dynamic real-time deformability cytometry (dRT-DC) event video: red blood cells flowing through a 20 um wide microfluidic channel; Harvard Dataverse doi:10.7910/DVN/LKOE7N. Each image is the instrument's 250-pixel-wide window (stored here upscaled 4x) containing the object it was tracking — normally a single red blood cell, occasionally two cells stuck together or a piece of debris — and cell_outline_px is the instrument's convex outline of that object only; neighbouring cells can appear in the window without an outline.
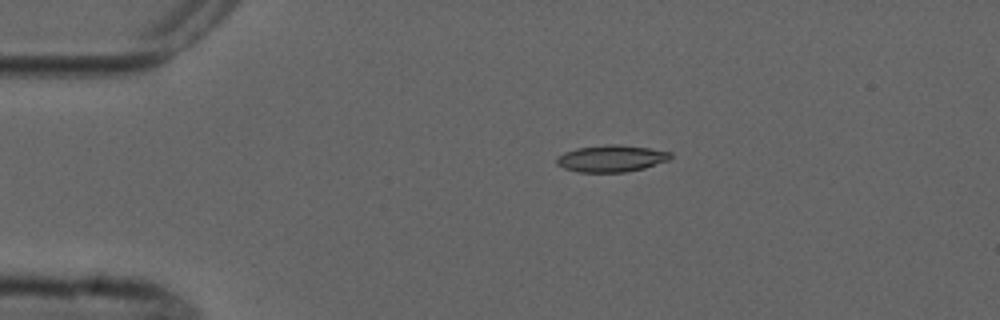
{"species": "common noctule bat (a hibernating species)", "species_latin": "Nyctalus noctula", "temperature_condition": "cold", "stored_images_in_passage": 5, "camera_frame_rate_fps": 3000, "um_per_image_px": 0.085, "animal": {"sex": "male", "forearm_length_mm": 52.5}, "frame": {"image": 1, "passage_image": 3, "time_ms": 2.333, "image_size_px": [1000, 320], "cell_outline_px": [[672, 156], [668, 160], [644, 168], [624, 172], [580, 172], [564, 168], [556, 164], [556, 156], [564, 152], [576, 148], [608, 144], [620, 144], [648, 148], [672, 152]], "centroid_in_image_um": [51.94, 13.46], "position_along_channel_um": 33.1, "area_um2": 17.8}}
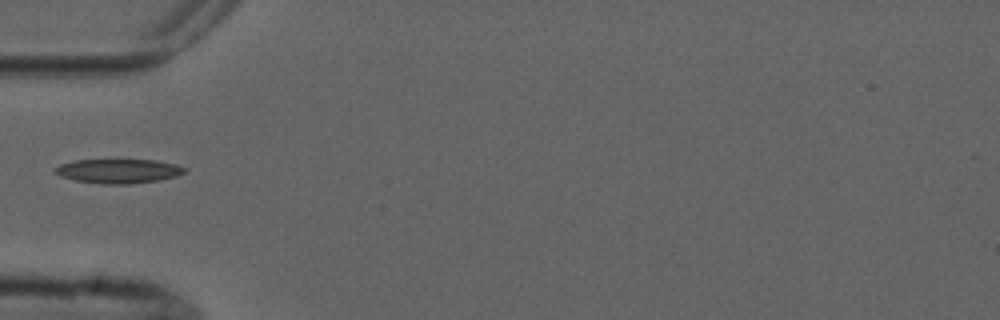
{"frame": {"image": 2, "passage_image": 5, "time_ms": 4.667, "image_size_px": [1000, 320], "cell_outline_px": [[188, 168], [184, 172], [176, 176], [160, 180], [128, 184], [100, 184], [72, 180], [60, 176], [52, 172], [52, 168], [60, 164], [76, 160], [156, 160], [176, 164]], "centroid_in_image_um": [10.02, 14.54], "position_along_channel_um": 75.0, "area_um2": 18.55}}